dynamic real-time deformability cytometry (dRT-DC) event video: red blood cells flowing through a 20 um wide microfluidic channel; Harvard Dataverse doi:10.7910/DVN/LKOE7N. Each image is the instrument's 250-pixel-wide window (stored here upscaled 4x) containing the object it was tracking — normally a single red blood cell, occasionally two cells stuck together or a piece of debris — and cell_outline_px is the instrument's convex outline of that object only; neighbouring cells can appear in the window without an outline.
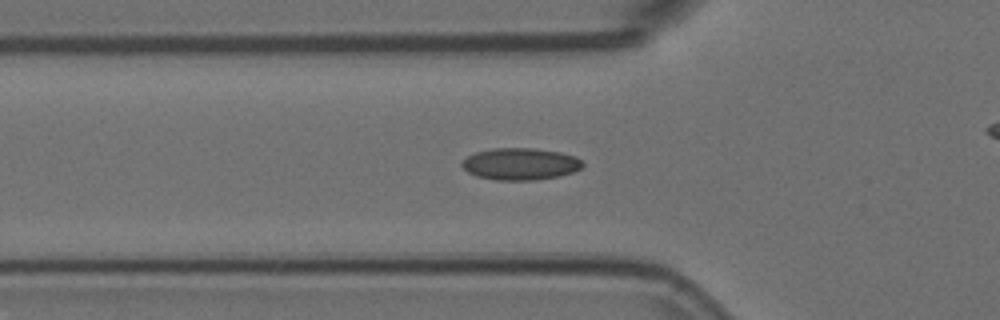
{"species": "Egyptian fruit bat (a non-hibernating species)", "species_latin": "Rousettus aegyptiacus", "temperature_condition": "room temperature", "stored_images_in_passage": 50, "camera_frame_rate_fps": 3000, "um_per_image_px": 0.085, "animal": {"sex": "female"}, "frame": {"image": 1, "passage_image": 18, "time_ms": 5.667, "image_size_px": [1000, 320], "cell_outline_px": [[584, 164], [580, 168], [572, 172], [560, 176], [532, 180], [496, 180], [476, 176], [468, 172], [460, 164], [468, 156], [476, 152], [492, 148], [532, 148], [560, 152], [576, 156]], "centroid_in_image_um": [44.22, 13.93], "position_along_channel_um": 81.6, "area_um2": 22.37}}
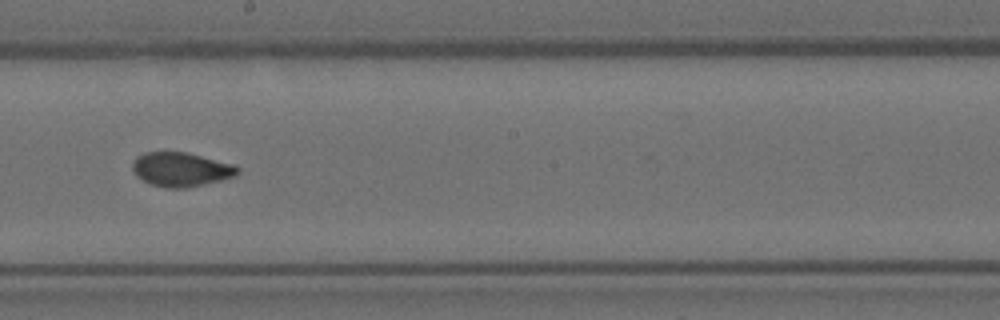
{"frame": {"image": 2, "passage_image": 30, "time_ms": 9.667, "image_size_px": [1000, 320], "cell_outline_px": [[240, 172], [236, 176], [220, 180], [184, 188], [168, 188], [152, 184], [136, 176], [132, 168], [132, 160], [136, 156], [144, 152], [188, 152], [232, 164], [240, 168]], "centroid_in_image_um": [15.37, 14.38], "position_along_channel_um": 232.8, "area_um2": 20.87}}
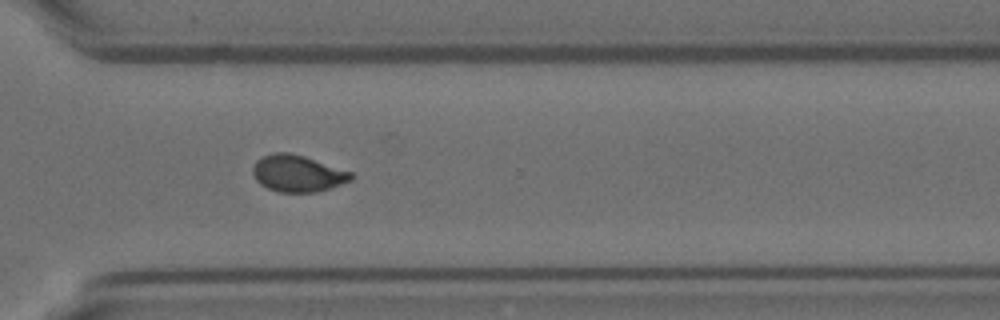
{"frame": {"image": 3, "passage_image": 39, "time_ms": 12.667, "image_size_px": [1000, 320], "cell_outline_px": [[352, 180], [316, 192], [280, 192], [268, 188], [260, 184], [256, 180], [252, 172], [252, 168], [256, 160], [272, 152], [288, 152], [304, 156], [352, 172]], "centroid_in_image_um": [25.26, 14.73], "position_along_channel_um": 345.3, "area_um2": 20.87}, "authors_computed_cell_mechanics": {"area_um2": 20.7791, "velocity_mm_per_s": 3.7599, "shape_relaxation_time_tau1_ms": null, "shape_relaxation_time_tau2_ms": 1.3208, "deformation_change_tau1": null, "deformation_change_tau2": 0.0493}}